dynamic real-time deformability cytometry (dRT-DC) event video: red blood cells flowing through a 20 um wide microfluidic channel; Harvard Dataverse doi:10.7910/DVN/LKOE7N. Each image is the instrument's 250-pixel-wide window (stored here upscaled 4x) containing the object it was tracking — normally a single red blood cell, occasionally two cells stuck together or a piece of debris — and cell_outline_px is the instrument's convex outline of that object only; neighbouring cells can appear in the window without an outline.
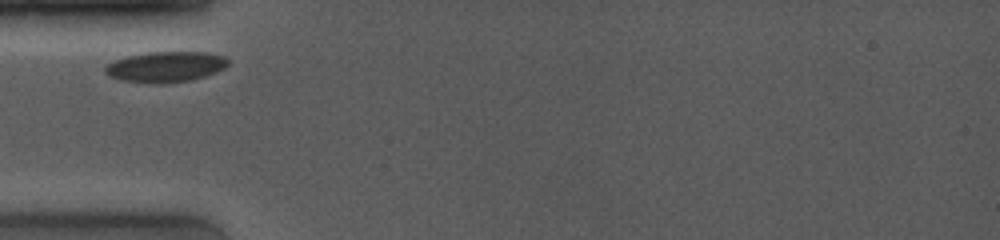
{"species": "common noctule bat (a hibernating species)", "species_latin": "Nyctalus noctula", "temperature_condition": "room temperature", "stored_images_in_passage": 9, "camera_frame_rate_fps": 4000, "um_per_image_px": 0.085, "animal": {"sex": "female", "body_mass_g": 19.0, "forearm_length_mm": 53.3}, "frame": {"image": 1, "passage_image": 1, "time_ms": 0.0, "image_size_px": [1000, 240], "cell_outline_px": [[228, 64], [224, 68], [216, 72], [204, 76], [188, 80], [160, 84], [152, 84], [120, 80], [108, 76], [104, 72], [104, 68], [108, 64], [116, 60], [128, 56], [148, 52], [204, 52], [224, 56], [228, 60]], "centroid_in_image_um": [14.05, 5.68], "position_along_channel_um": 71.0, "area_um2": 21.85}}